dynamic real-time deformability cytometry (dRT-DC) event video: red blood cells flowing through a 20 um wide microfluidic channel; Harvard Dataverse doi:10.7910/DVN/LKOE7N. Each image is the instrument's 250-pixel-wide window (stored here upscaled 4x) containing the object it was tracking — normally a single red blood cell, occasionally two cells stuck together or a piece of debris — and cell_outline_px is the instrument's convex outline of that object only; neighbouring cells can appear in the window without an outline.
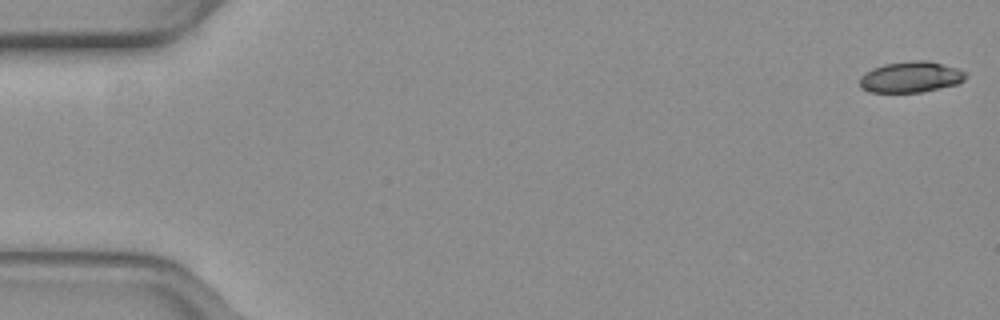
{"species": "common noctule bat (a hibernating species)", "species_latin": "Nyctalus noctula", "temperature_condition": "warm", "stored_images_in_passage": 8, "camera_frame_rate_fps": 3000, "um_per_image_px": 0.085, "animal": {"sex": "female", "body_mass_g": 19.3, "forearm_length_mm": 54.1}, "frame": {"image": 1, "passage_image": 1, "time_ms": 0.0, "image_size_px": [1000, 320], "cell_outline_px": [[964, 80], [956, 84], [920, 92], [872, 92], [860, 88], [860, 76], [864, 72], [872, 68], [884, 64], [912, 60], [928, 60], [956, 68], [964, 72]], "centroid_in_image_um": [77.35, 6.54], "position_along_channel_um": 7.6, "area_um2": 18.96}}